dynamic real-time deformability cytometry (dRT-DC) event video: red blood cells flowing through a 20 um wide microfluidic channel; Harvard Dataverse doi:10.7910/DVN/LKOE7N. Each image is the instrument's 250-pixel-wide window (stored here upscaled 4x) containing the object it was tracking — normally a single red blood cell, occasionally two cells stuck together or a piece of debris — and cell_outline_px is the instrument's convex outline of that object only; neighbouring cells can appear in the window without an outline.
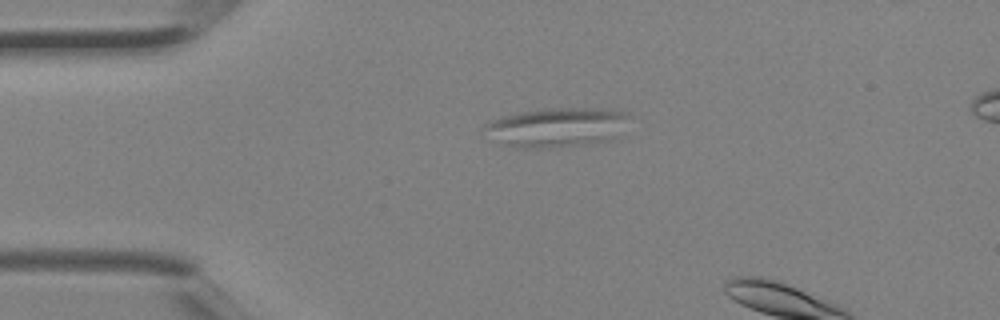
{"species": "Egyptian fruit bat (a non-hibernating species)", "species_latin": "Rousettus aegyptiacus", "temperature_condition": "room temperature", "stored_images_in_passage": 2, "camera_frame_rate_fps": 3000, "um_per_image_px": 0.085, "animal": {"sex": "female"}, "frame": {"image": 1, "passage_image": 1, "time_ms": 0.0, "image_size_px": [1000, 320], "cell_outline_px": [[628, 116], [616, 140], [556, 148], [516, 148], [500, 144], [484, 128], [484, 124], [488, 120], [500, 116], [540, 108], [604, 108], [628, 112]], "centroid_in_image_um": [47.33, 10.82], "position_along_channel_um": 37.7, "area_um2": 33.76}}